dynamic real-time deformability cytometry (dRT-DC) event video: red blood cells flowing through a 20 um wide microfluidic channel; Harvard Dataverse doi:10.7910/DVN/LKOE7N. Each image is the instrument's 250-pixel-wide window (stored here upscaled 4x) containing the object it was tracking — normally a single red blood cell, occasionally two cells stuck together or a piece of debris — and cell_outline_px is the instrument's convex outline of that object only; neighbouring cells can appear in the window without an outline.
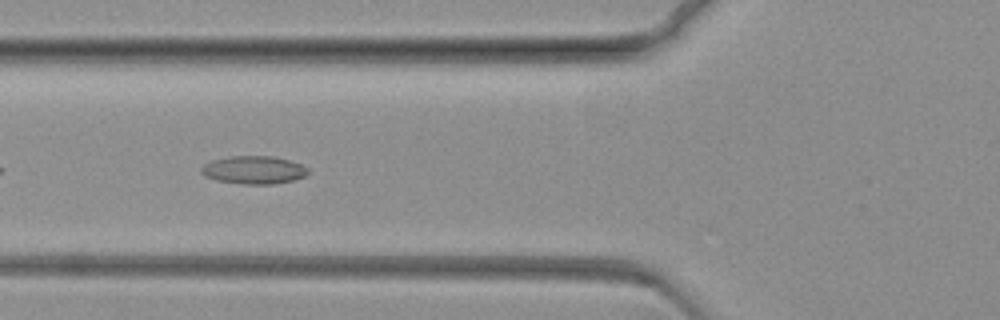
{"species": "common noctule bat (a hibernating species)", "species_latin": "Nyctalus noctula", "temperature_condition": "warm", "stored_images_in_passage": 43, "camera_frame_rate_fps": 3000, "um_per_image_px": 0.085, "animal": {"sex": "female", "body_mass_g": 19.3, "forearm_length_mm": 54.1}, "frame": {"image": 1, "passage_image": 9, "time_ms": 2.667, "image_size_px": [1000, 320], "cell_outline_px": [[308, 172], [304, 176], [292, 180], [276, 184], [240, 184], [216, 180], [204, 176], [200, 172], [200, 168], [204, 164], [212, 160], [228, 156], [272, 156], [288, 160], [300, 164], [308, 168]], "centroid_in_image_um": [21.52, 14.45], "position_along_channel_um": 104.3, "area_um2": 17.46}}
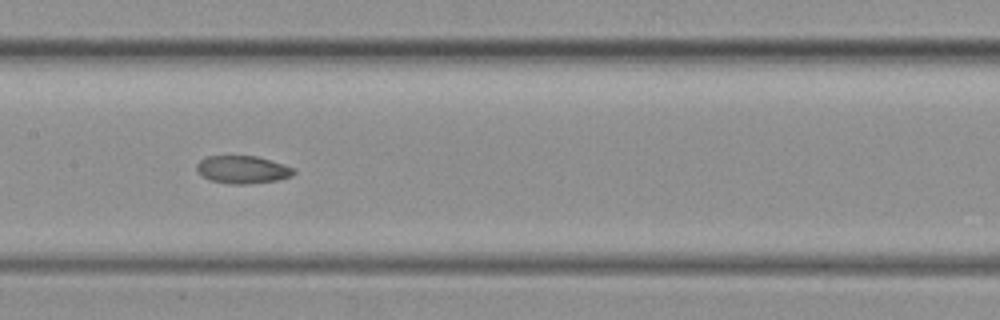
{"frame": {"image": 2, "passage_image": 18, "time_ms": 5.667, "image_size_px": [1000, 320], "cell_outline_px": [[296, 172], [292, 176], [276, 180], [244, 184], [228, 184], [208, 180], [196, 168], [196, 164], [204, 156], [256, 156], [284, 164], [292, 168]], "centroid_in_image_um": [20.6, 14.41], "position_along_channel_um": 186.8, "area_um2": 15.61}}
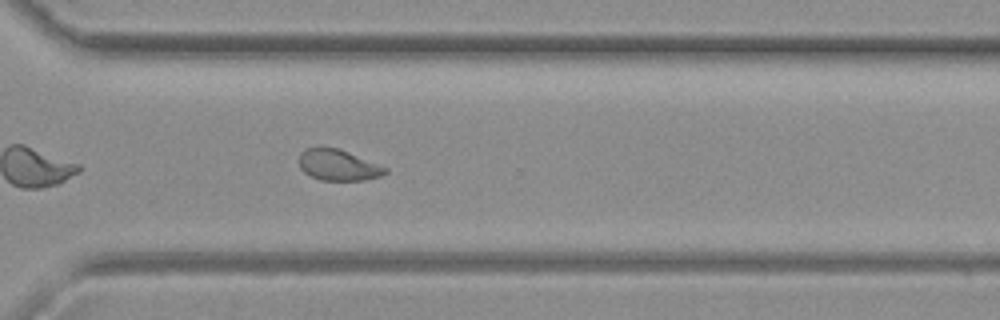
{"frame": {"image": 3, "passage_image": 35, "time_ms": 11.333, "image_size_px": [1000, 320], "cell_outline_px": [[388, 172], [380, 176], [364, 180], [320, 180], [304, 172], [300, 168], [296, 160], [300, 152], [304, 148], [336, 148], [348, 152], [388, 168]], "centroid_in_image_um": [28.7, 14.03], "position_along_channel_um": 341.9, "area_um2": 15.55}}